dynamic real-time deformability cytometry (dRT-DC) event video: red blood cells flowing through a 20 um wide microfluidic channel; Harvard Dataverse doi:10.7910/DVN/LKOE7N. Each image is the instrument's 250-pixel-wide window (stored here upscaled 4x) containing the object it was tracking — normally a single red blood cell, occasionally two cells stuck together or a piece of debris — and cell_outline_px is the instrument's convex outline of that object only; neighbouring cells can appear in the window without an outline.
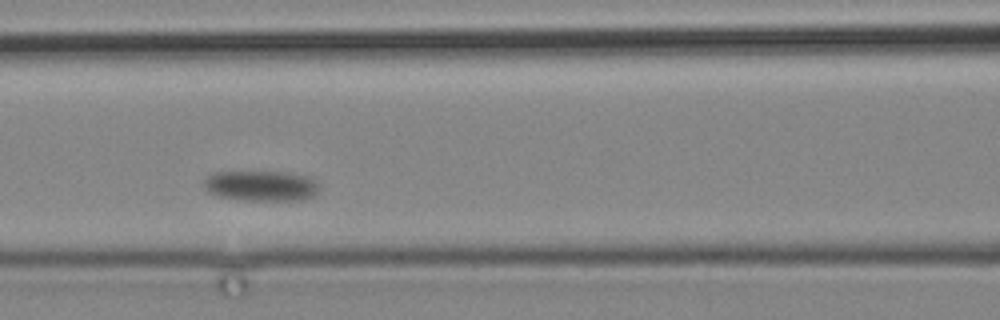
{"species": "common noctule bat (a hibernating species)", "species_latin": "Nyctalus noctula", "temperature_condition": "cold", "stored_images_in_passage": 5, "camera_frame_rate_fps": 3000, "um_per_image_px": 0.085, "animal": {"sex": "male", "body_mass_g": 19.2, "forearm_length_mm": 51.8}, "frame": {"image": 1, "passage_image": 4, "time_ms": 3.667, "image_size_px": [1000, 320], "cell_outline_px": [[320, 184], [316, 192], [312, 196], [304, 200], [236, 200], [216, 196], [208, 192], [204, 188], [204, 180], [212, 172], [288, 172], [308, 176], [316, 180]], "centroid_in_image_um": [22.18, 15.8], "position_along_channel_um": 144.4, "area_um2": 20.75}}